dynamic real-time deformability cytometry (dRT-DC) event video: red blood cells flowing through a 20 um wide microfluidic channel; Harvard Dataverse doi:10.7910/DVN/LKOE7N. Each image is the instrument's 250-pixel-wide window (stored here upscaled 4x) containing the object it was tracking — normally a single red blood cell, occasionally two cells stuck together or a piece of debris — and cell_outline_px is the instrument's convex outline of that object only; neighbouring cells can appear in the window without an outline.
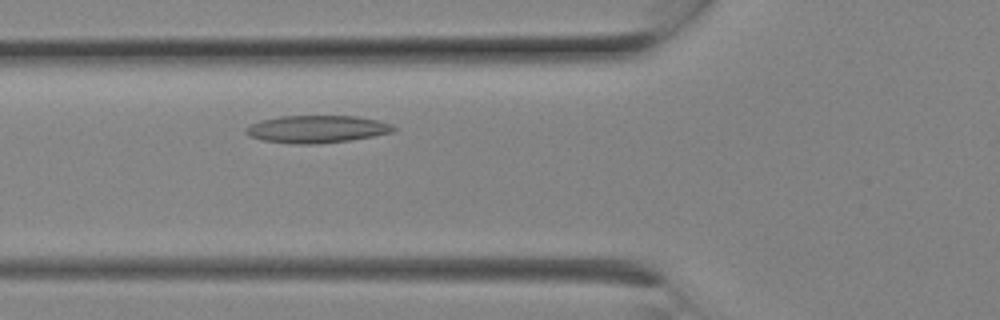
{"species": "Egyptian fruit bat (a non-hibernating species)", "species_latin": "Rousettus aegyptiacus", "temperature_condition": "room temperature", "stored_images_in_passage": 5, "camera_frame_rate_fps": 3000, "um_per_image_px": 0.085, "animal": {"sex": "female"}, "frame": {"image": 1, "passage_image": 5, "time_ms": 1.333, "image_size_px": [1000, 320], "cell_outline_px": [[396, 128], [392, 132], [372, 136], [348, 140], [312, 144], [300, 144], [260, 140], [248, 136], [244, 132], [244, 128], [248, 124], [260, 120], [280, 116], [356, 116], [376, 120], [392, 124]], "centroid_in_image_um": [26.85, 10.97], "position_along_channel_um": 99.0, "area_um2": 23.58}}